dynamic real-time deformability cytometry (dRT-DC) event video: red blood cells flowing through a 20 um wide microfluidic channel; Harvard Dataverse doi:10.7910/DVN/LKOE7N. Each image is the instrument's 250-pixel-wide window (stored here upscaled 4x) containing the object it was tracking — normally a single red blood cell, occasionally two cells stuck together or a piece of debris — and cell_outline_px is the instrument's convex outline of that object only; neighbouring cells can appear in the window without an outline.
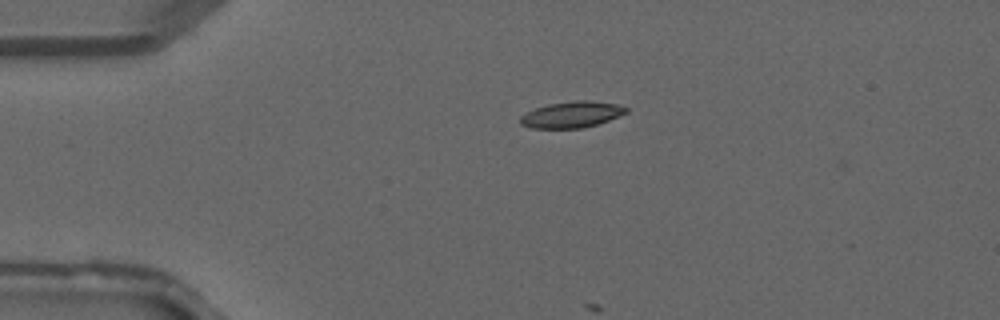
{"species": "common noctule bat (a hibernating species)", "species_latin": "Nyctalus noctula", "temperature_condition": "warm", "stored_images_in_passage": 12, "camera_frame_rate_fps": 3000, "um_per_image_px": 0.085, "animal": {"sex": "male", "forearm_length_mm": 52.5}, "frame": {"image": 1, "passage_image": 9, "time_ms": 2.667, "image_size_px": [1000, 320], "cell_outline_px": [[628, 112], [608, 120], [584, 128], [532, 128], [520, 124], [520, 116], [536, 108], [548, 104], [576, 100], [588, 100], [616, 104], [628, 108]], "centroid_in_image_um": [48.59, 9.74], "position_along_channel_um": 36.4, "area_um2": 16.01}}